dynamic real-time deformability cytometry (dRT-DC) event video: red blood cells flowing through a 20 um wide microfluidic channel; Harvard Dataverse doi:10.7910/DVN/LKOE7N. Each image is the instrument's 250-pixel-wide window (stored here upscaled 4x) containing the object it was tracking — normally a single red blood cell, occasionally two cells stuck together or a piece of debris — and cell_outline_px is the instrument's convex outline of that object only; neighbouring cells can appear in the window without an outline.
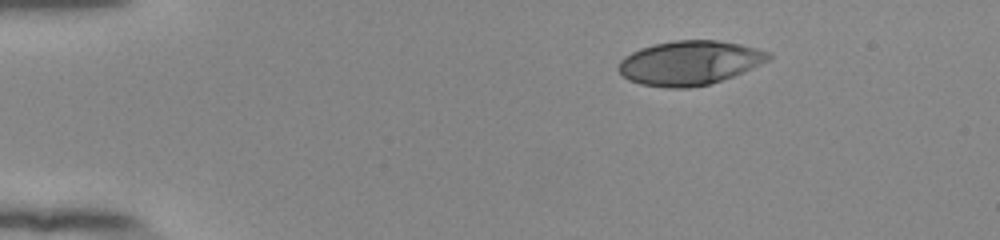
{"species": "human", "species_latin": "Homo sapiens", "temperature_condition": "room temperature", "stored_images_in_passage": 46, "camera_frame_rate_fps": 3000, "um_per_image_px": 0.085, "donor": {"sex": "female"}, "frame": {"image": 1, "passage_image": 1, "time_ms": 0.0, "image_size_px": [1000, 240], "cell_outline_px": [[772, 56], [768, 60], [752, 68], [732, 76], [708, 84], [688, 88], [664, 88], [640, 84], [628, 80], [616, 68], [620, 60], [624, 56], [640, 48], [656, 44], [676, 40], [716, 40], [740, 44], [772, 52]], "centroid_in_image_um": [58.59, 5.34], "position_along_channel_um": 26.4, "area_um2": 38.61}}
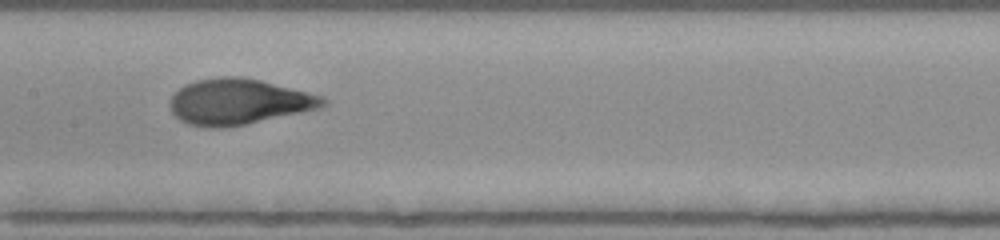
{"frame": {"image": 2, "passage_image": 20, "time_ms": 6.333, "image_size_px": [1000, 240], "cell_outline_px": [[328, 104], [324, 108], [248, 124], [220, 128], [212, 128], [188, 124], [180, 120], [172, 112], [168, 104], [168, 100], [184, 84], [196, 80], [220, 76], [240, 76], [260, 80], [320, 96], [328, 100]], "centroid_in_image_um": [20.28, 8.66], "position_along_channel_um": 187.1, "area_um2": 41.04}}
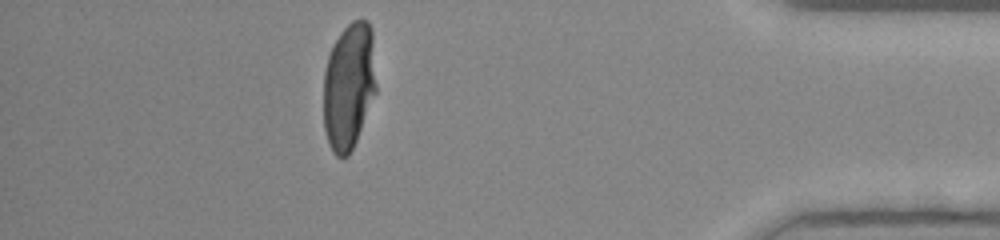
{"frame": {"image": 3, "passage_image": 40, "time_ms": 13.0, "image_size_px": [1000, 240], "cell_outline_px": [[376, 92], [356, 140], [348, 156], [336, 156], [332, 152], [328, 144], [324, 128], [324, 72], [328, 56], [340, 32], [352, 20], [368, 20], [372, 32], [376, 84]], "centroid_in_image_um": [29.65, 7.31], "position_along_channel_um": 405.6, "area_um2": 38.84}, "authors_computed_cell_mechanics": {"area_um2": 39.4196, "velocity_mm_per_s": 3.8742, "shape_relaxation_time_tau1_ms": 4.2554, "shape_relaxation_time_tau2_ms": null, "deformation_change_tau1": 0.2246, "deformation_change_tau2": null}}